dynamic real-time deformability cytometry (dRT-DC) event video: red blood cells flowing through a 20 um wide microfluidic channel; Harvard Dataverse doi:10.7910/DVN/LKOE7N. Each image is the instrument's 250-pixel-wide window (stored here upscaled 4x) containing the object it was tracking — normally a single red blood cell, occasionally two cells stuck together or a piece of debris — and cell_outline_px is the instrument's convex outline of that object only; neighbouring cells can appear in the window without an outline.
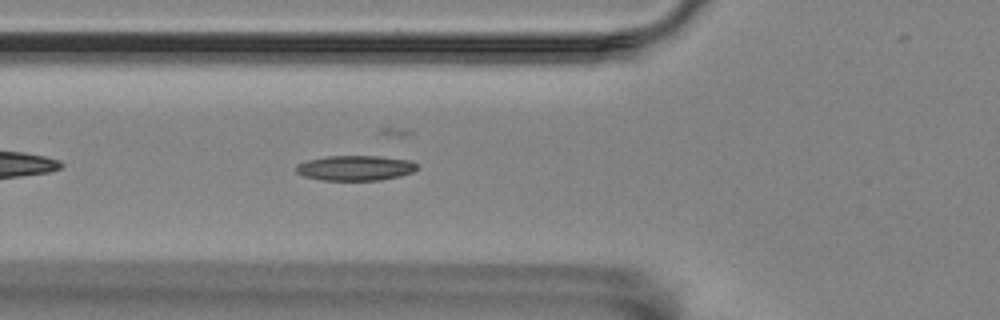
{"species": "Egyptian fruit bat (a non-hibernating species)", "species_latin": "Rousettus aegyptiacus", "temperature_condition": "room temperature", "stored_images_in_passage": 44, "camera_frame_rate_fps": 3000, "um_per_image_px": 0.085, "animal": {"sex": "female"}, "frame": {"image": 1, "passage_image": 6, "time_ms": 1.667, "image_size_px": [1000, 320], "cell_outline_px": [[420, 168], [412, 172], [400, 176], [380, 180], [320, 180], [304, 176], [296, 172], [296, 164], [308, 160], [328, 156], [380, 156], [408, 160], [416, 164]], "centroid_in_image_um": [30.2, 14.28], "position_along_channel_um": 95.6, "area_um2": 17.69}}
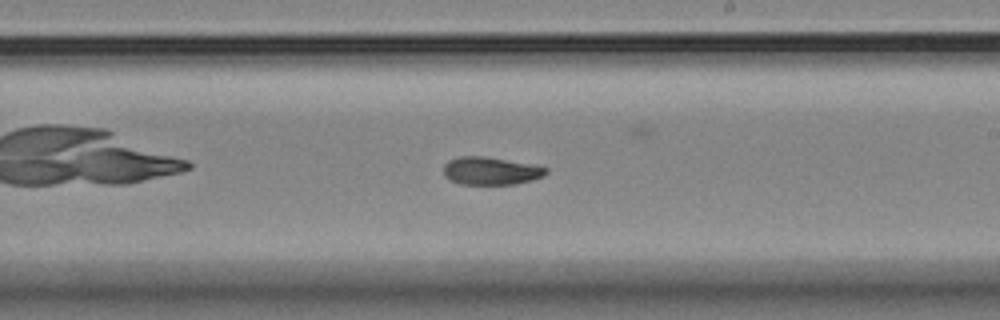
{"frame": {"image": 2, "passage_image": 19, "time_ms": 6.0, "image_size_px": [1000, 320], "cell_outline_px": [[548, 172], [544, 176], [532, 180], [516, 184], [460, 184], [448, 180], [444, 176], [444, 164], [448, 160], [460, 156], [484, 156], [528, 164], [548, 168]], "centroid_in_image_um": [41.67, 14.53], "position_along_channel_um": 247.3, "area_um2": 16.59}}
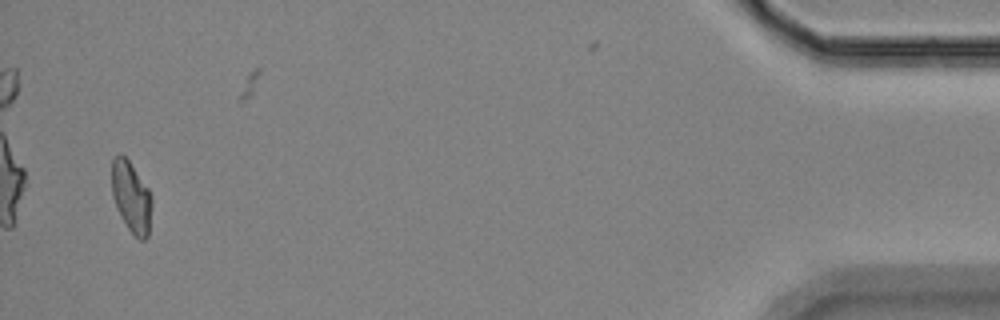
{"frame": {"image": 3, "passage_image": 41, "time_ms": 13.333, "image_size_px": [1000, 320], "cell_outline_px": [[152, 208], [148, 236], [144, 240], [140, 240], [128, 228], [116, 208], [112, 196], [112, 160], [120, 152], [128, 160], [148, 188], [152, 196]], "centroid_in_image_um": [11.16, 16.75], "position_along_channel_um": 424.0, "area_um2": 16.53}, "authors_computed_cell_mechanics": {"area_um2": 16.9643, "velocity_mm_per_s": 3.4917, "shape_relaxation_time_tau1_ms": 9.1235, "shape_relaxation_time_tau2_ms": 5.7204, "deformation_change_tau1": 0.2047, "deformation_change_tau2": 0.1118}}